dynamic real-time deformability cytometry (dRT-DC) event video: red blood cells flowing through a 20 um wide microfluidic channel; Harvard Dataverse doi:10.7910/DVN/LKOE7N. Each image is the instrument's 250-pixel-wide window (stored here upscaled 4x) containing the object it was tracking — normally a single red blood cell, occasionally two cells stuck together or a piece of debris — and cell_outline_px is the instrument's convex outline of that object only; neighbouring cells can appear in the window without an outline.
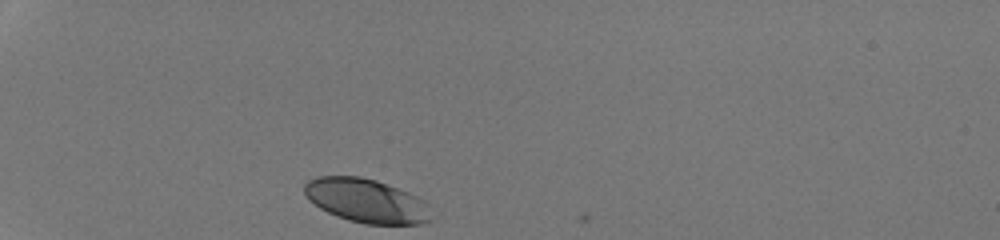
{"species": "human", "species_latin": "Homo sapiens", "temperature_condition": "room temperature", "stored_images_in_passage": 29, "camera_frame_rate_fps": 3000, "um_per_image_px": 0.085, "donor": {"sex": "male"}, "frame": {"image": 1, "passage_image": 1, "time_ms": 0.0, "image_size_px": [1000, 240], "cell_outline_px": [[432, 220], [420, 224], [364, 224], [348, 220], [336, 216], [320, 208], [308, 200], [304, 192], [304, 184], [308, 180], [316, 176], [360, 176], [376, 180], [408, 192], [424, 200]], "centroid_in_image_um": [31.1, 17.06], "position_along_channel_um": 53.9, "area_um2": 32.43}}
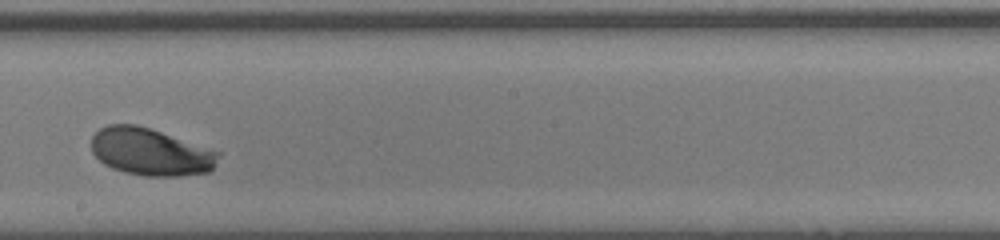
{"frame": {"image": 2, "passage_image": 17, "time_ms": 5.333, "image_size_px": [1000, 240], "cell_outline_px": [[220, 156], [212, 172], [180, 176], [144, 176], [124, 172], [112, 168], [104, 164], [92, 152], [92, 136], [100, 128], [108, 124], [136, 124], [220, 152]], "centroid_in_image_um": [12.8, 12.93], "position_along_channel_um": 235.4, "area_um2": 34.91}}
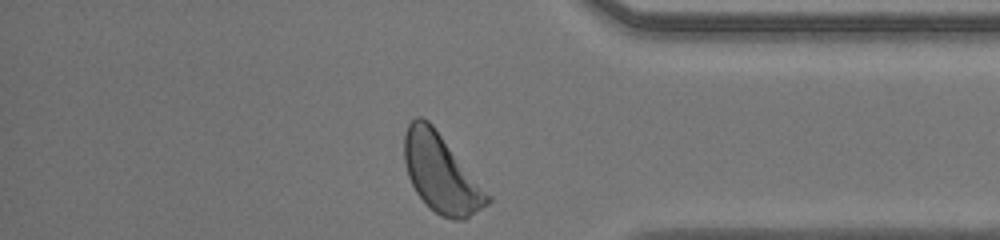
{"frame": {"image": 3, "passage_image": 29, "time_ms": 9.333, "image_size_px": [1000, 240], "cell_outline_px": [[492, 200], [488, 204], [464, 220], [452, 220], [440, 216], [416, 192], [408, 176], [404, 160], [404, 132], [408, 124], [416, 116], [420, 116], [428, 120], [432, 124], [492, 196]], "centroid_in_image_um": [37.5, 14.72], "position_along_channel_um": 397.7, "area_um2": 37.74}, "authors_computed_cell_mechanics": {"area_um2": 34.3332, "velocity_mm_per_s": 4.2429, "shape_relaxation_time_tau1_ms": 2.0917, "shape_relaxation_time_tau2_ms": null, "deformation_change_tau1": 0.1121, "deformation_change_tau2": null}}